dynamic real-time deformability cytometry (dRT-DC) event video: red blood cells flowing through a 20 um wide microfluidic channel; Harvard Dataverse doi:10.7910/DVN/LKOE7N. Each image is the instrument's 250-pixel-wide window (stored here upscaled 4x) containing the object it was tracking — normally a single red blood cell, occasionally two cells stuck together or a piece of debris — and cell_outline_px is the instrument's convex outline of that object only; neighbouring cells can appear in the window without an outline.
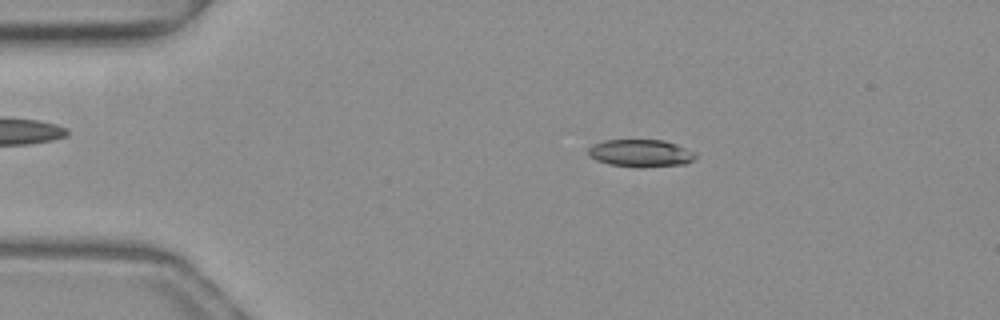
{"species": "common noctule bat (a hibernating species)", "species_latin": "Nyctalus noctula", "temperature_condition": "warm", "stored_images_in_passage": 50, "camera_frame_rate_fps": 3000, "um_per_image_px": 0.085, "animal": {"sex": "female", "body_mass_g": 19.3, "forearm_length_mm": 54.1}, "frame": {"image": 1, "passage_image": 9, "time_ms": 2.667, "image_size_px": [1000, 320], "cell_outline_px": [[696, 156], [692, 160], [684, 164], [644, 168], [640, 168], [608, 164], [596, 160], [588, 156], [588, 148], [604, 140], [664, 140], [676, 144], [696, 152]], "centroid_in_image_um": [54.46, 13.03], "position_along_channel_um": 30.5, "area_um2": 17.28}}
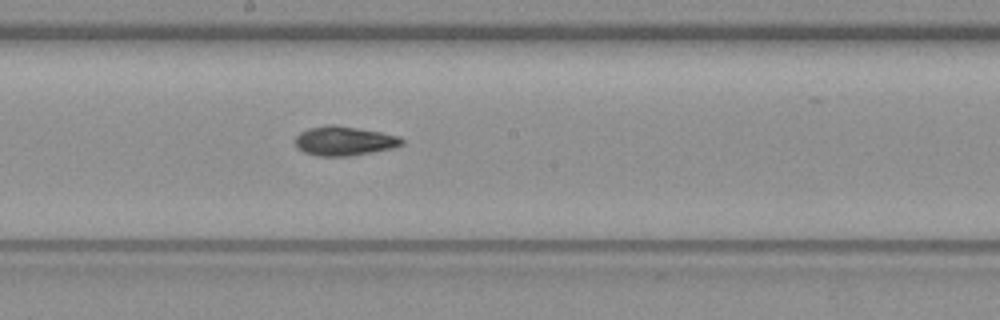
{"frame": {"image": 2, "passage_image": 27, "time_ms": 8.667, "image_size_px": [1000, 320], "cell_outline_px": [[404, 144], [392, 148], [352, 156], [316, 156], [304, 152], [296, 148], [296, 136], [300, 132], [308, 128], [332, 124], [380, 132], [400, 136], [404, 140]], "centroid_in_image_um": [29.25, 11.99], "position_along_channel_um": 218.9, "area_um2": 18.21}}
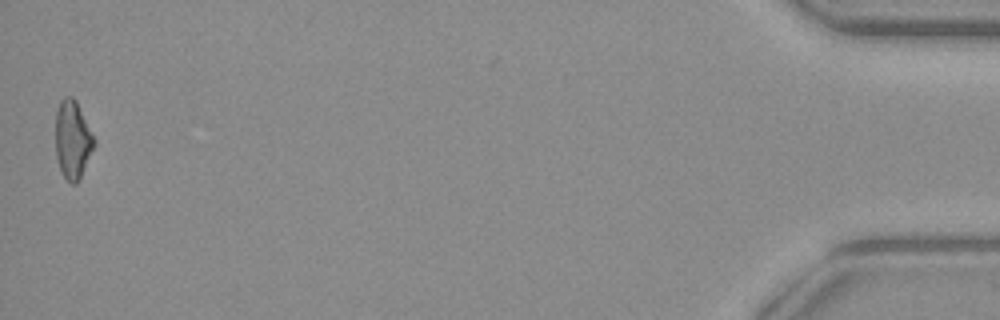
{"frame": {"image": 3, "passage_image": 50, "time_ms": 16.333, "image_size_px": [1000, 320], "cell_outline_px": [[96, 144], [76, 184], [72, 184], [64, 176], [60, 168], [56, 156], [56, 112], [60, 100], [64, 96], [72, 96], [76, 100], [96, 140]], "centroid_in_image_um": [6.18, 11.83], "position_along_channel_um": 429.0, "area_um2": 17.46}, "authors_computed_cell_mechanics": {"area_um2": 17.6001, "velocity_mm_per_s": 4.0335, "shape_relaxation_time_tau1_ms": 4.4458, "shape_relaxation_time_tau2_ms": 6.8419, "deformation_change_tau1": 0.1528, "deformation_change_tau2": 0.1529}}